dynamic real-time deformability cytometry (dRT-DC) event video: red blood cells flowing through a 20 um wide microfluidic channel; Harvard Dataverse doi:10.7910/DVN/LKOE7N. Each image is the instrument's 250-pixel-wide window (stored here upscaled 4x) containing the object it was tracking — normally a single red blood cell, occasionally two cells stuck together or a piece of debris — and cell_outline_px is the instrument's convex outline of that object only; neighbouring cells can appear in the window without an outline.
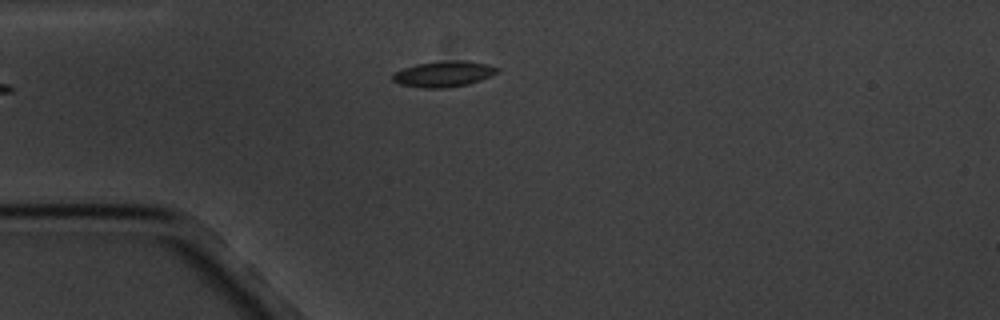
{"species": "common noctule bat (a hibernating species)", "species_latin": "Nyctalus noctula", "temperature_condition": "cold", "stored_images_in_passage": 2, "camera_frame_rate_fps": 3000, "um_per_image_px": 0.085, "animal": {"sex": "male", "body_mass_g": 20.1, "forearm_length_mm": 53.5}, "frame": {"image": 1, "passage_image": 2, "time_ms": 1.0, "image_size_px": [1000, 320], "cell_outline_px": [[500, 72], [480, 80], [468, 84], [444, 88], [420, 88], [400, 84], [392, 80], [392, 76], [396, 72], [404, 68], [416, 64], [444, 60], [464, 60], [484, 64], [500, 68]], "centroid_in_image_um": [37.72, 6.28], "position_along_channel_um": 47.3, "area_um2": 15.72}}